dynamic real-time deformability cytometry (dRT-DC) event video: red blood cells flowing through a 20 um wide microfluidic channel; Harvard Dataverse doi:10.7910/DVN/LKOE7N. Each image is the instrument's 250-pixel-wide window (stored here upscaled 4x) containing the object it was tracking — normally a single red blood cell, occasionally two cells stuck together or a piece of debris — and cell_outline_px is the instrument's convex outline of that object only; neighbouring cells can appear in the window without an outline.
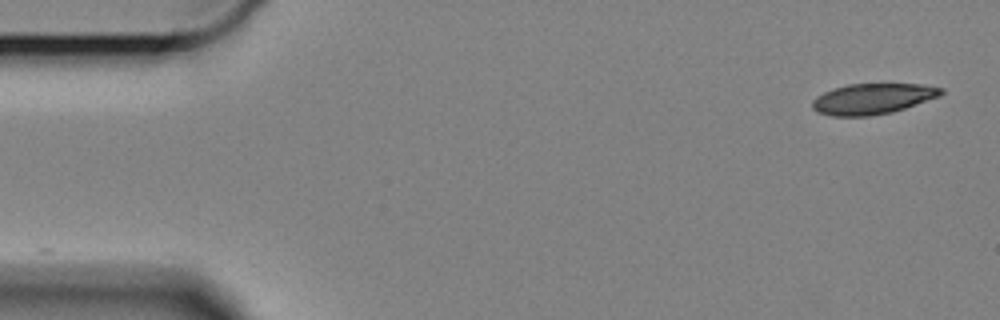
{"species": "Egyptian fruit bat (a non-hibernating species)", "species_latin": "Rousettus aegyptiacus", "temperature_condition": "cold", "stored_images_in_passage": 53, "camera_frame_rate_fps": 3000, "um_per_image_px": 0.085, "animal": {"sex": "female"}, "frame": {"image": 1, "passage_image": 1, "time_ms": 0.0, "image_size_px": [1000, 320], "cell_outline_px": [[944, 92], [940, 96], [892, 112], [868, 116], [832, 116], [816, 112], [812, 108], [812, 100], [816, 96], [824, 92], [848, 84], [920, 84], [944, 88]], "centroid_in_image_um": [74.16, 8.4], "position_along_channel_um": 10.8, "area_um2": 22.95}}
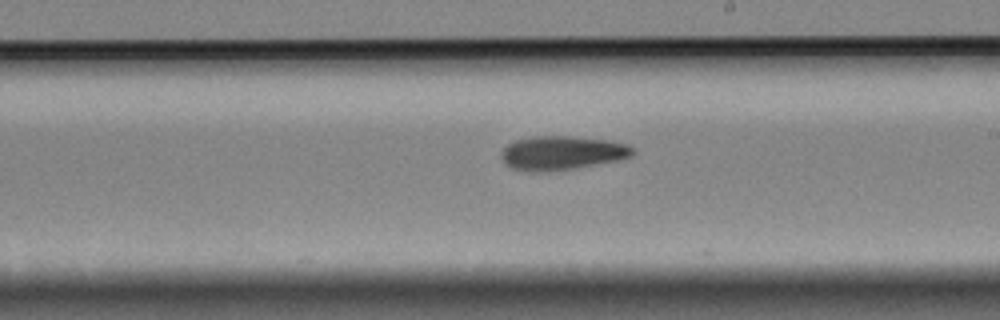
{"frame": {"image": 2, "passage_image": 32, "time_ms": 10.333, "image_size_px": [1000, 320], "cell_outline_px": [[632, 152], [628, 156], [616, 160], [572, 168], [544, 172], [528, 172], [512, 168], [504, 164], [500, 156], [504, 148], [508, 144], [516, 140], [532, 136], [568, 136], [604, 140], [628, 144], [632, 148]], "centroid_in_image_um": [47.66, 13.0], "position_along_channel_um": 241.3, "area_um2": 25.55}}
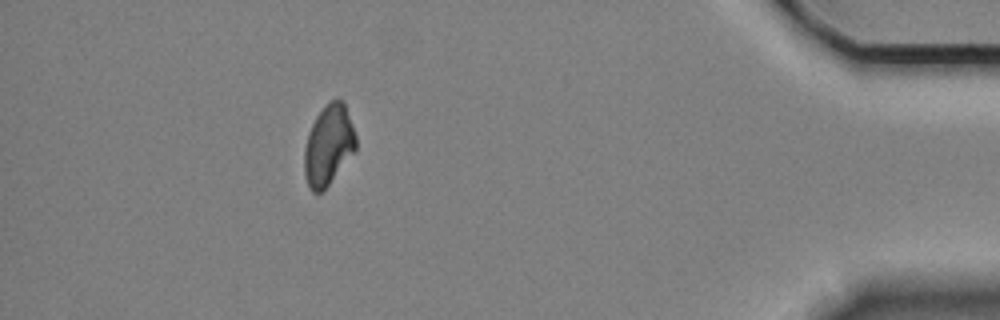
{"frame": {"image": 3, "passage_image": 52, "time_ms": 17.0, "image_size_px": [1000, 320], "cell_outline_px": [[356, 148], [328, 184], [320, 192], [312, 192], [308, 184], [304, 172], [304, 148], [308, 132], [316, 116], [328, 100], [344, 100], [356, 136]], "centroid_in_image_um": [27.9, 12.28], "position_along_channel_um": 407.3, "area_um2": 23.76}}